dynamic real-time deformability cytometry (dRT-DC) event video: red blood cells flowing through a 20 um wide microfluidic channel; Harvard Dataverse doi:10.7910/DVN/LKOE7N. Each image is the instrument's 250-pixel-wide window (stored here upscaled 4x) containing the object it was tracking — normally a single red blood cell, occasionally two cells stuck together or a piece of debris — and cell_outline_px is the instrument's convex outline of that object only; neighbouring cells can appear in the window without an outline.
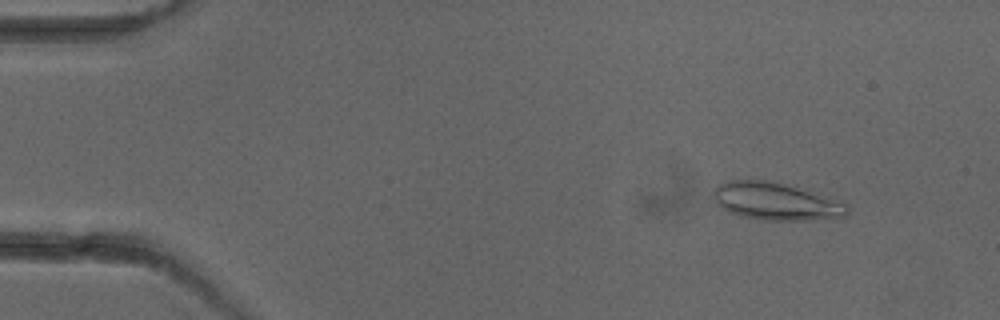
{"species": "common noctule bat (a hibernating species)", "species_latin": "Nyctalus noctula", "temperature_condition": "cold", "stored_images_in_passage": 4, "camera_frame_rate_fps": 3000, "um_per_image_px": 0.085, "animal": {"sex": "female"}, "frame": {"image": 1, "passage_image": 2, "time_ms": 1.0, "image_size_px": [1000, 320], "cell_outline_px": [[848, 212], [844, 216], [836, 220], [764, 220], [740, 216], [728, 212], [720, 208], [716, 204], [712, 196], [716, 188], [720, 184], [728, 180], [764, 180], [796, 184], [808, 188], [848, 204]], "centroid_in_image_um": [66.02, 17.11], "position_along_channel_um": 19.0, "area_um2": 30.35}}